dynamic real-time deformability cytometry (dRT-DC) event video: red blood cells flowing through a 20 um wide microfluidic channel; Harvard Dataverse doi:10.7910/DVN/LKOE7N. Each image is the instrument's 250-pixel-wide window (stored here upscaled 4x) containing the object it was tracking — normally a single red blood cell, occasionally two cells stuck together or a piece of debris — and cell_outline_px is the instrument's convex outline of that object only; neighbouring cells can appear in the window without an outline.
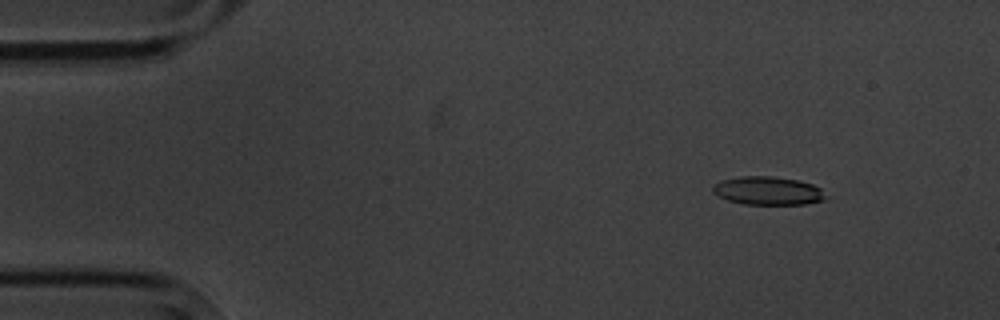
{"species": "common noctule bat (a hibernating species)", "species_latin": "Nyctalus noctula", "temperature_condition": "cold", "stored_images_in_passage": 4, "camera_frame_rate_fps": 3000, "um_per_image_px": 0.085, "animal": {"sex": "male", "body_mass_g": 20.1, "forearm_length_mm": 53.5}, "frame": {"image": 1, "passage_image": 1, "time_ms": 0.0, "image_size_px": [1000, 320], "cell_outline_px": [[824, 200], [804, 204], [744, 204], [728, 200], [716, 196], [712, 192], [712, 184], [720, 180], [740, 176], [772, 176], [800, 180], [812, 184], [820, 188], [824, 196]], "centroid_in_image_um": [65.2, 16.2], "position_along_channel_um": 19.8, "area_um2": 18.73}}
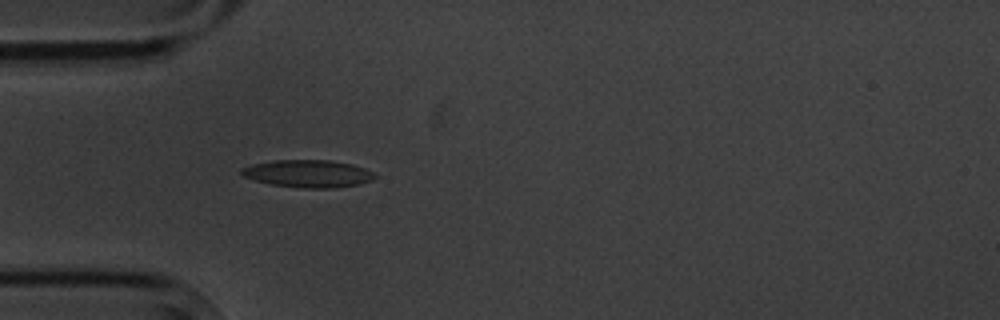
{"frame": {"image": 2, "passage_image": 4, "time_ms": 3.333, "image_size_px": [1000, 320], "cell_outline_px": [[376, 176], [372, 180], [360, 184], [332, 188], [304, 188], [272, 184], [256, 180], [244, 176], [240, 172], [240, 168], [252, 164], [276, 160], [328, 160], [352, 164], [364, 168], [372, 172]], "centroid_in_image_um": [26.19, 14.75], "position_along_channel_um": 58.8, "area_um2": 21.15}}